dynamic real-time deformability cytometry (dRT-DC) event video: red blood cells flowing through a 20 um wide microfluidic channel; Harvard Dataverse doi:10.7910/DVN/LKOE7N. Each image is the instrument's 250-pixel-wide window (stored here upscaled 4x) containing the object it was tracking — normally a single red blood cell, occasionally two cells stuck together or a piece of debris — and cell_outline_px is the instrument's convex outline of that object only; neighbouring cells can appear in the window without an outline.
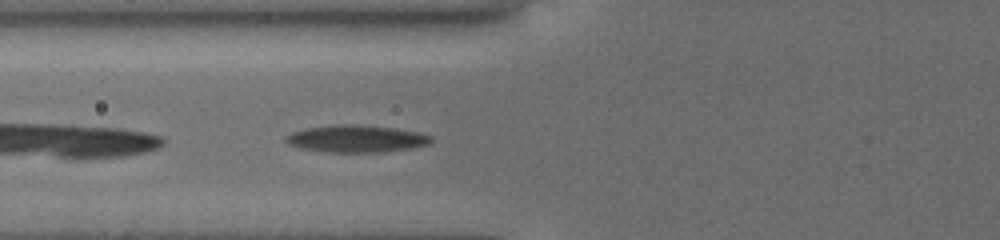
{"species": "common noctule bat (a hibernating species)", "species_latin": "Nyctalus noctula", "temperature_condition": "cold", "stored_images_in_passage": 35, "camera_frame_rate_fps": 3000, "um_per_image_px": 0.085, "animal": {"sex": "female", "body_mass_g": 19.5, "forearm_length_mm": 54.1}, "frame": {"image": 1, "passage_image": 15, "time_ms": 6.0, "image_size_px": [1000, 240], "cell_outline_px": [[432, 140], [428, 144], [412, 148], [384, 152], [324, 152], [300, 148], [288, 144], [284, 140], [284, 136], [292, 132], [308, 128], [332, 124], [352, 124], [392, 128], [416, 132], [432, 136]], "centroid_in_image_um": [30.23, 11.8], "position_along_channel_um": 95.6, "area_um2": 23.0}}
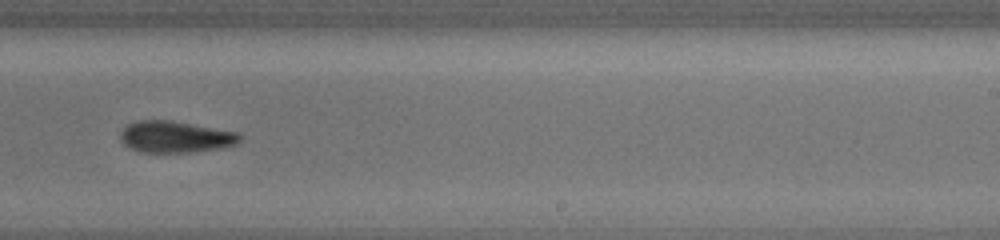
{"frame": {"image": 2, "passage_image": 24, "time_ms": 10.667, "image_size_px": [1000, 240], "cell_outline_px": [[244, 136], [236, 144], [224, 148], [188, 152], [140, 152], [128, 148], [120, 140], [120, 132], [128, 124], [136, 120], [168, 120], [240, 132]], "centroid_in_image_um": [14.92, 11.63], "position_along_channel_um": 274.1, "area_um2": 22.2}}
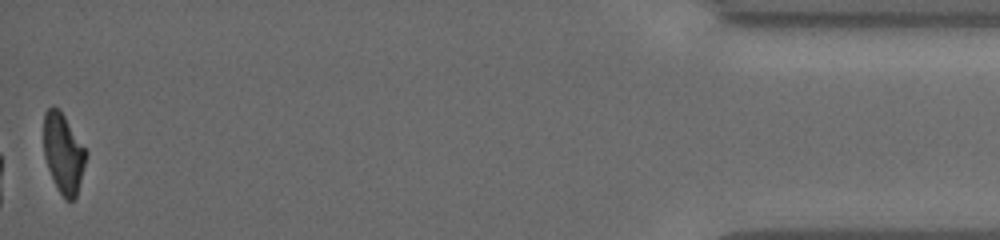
{"frame": {"image": 3, "passage_image": 35, "time_ms": 16.667, "image_size_px": [1000, 240], "cell_outline_px": [[88, 156], [76, 196], [72, 200], [64, 200], [56, 188], [48, 168], [44, 156], [44, 112], [52, 104], [60, 108], [88, 152]], "centroid_in_image_um": [5.39, 13.0], "position_along_channel_um": 429.8, "area_um2": 20.06}, "authors_computed_cell_mechanics": {"area_um2": 23.5246, "velocity_mm_per_s": 3.834, "shape_relaxation_time_tau1_ms": 3.6678, "shape_relaxation_time_tau2_ms": 4.7196, "deformation_change_tau1": 0.1164, "deformation_change_tau2": 0.1211}}